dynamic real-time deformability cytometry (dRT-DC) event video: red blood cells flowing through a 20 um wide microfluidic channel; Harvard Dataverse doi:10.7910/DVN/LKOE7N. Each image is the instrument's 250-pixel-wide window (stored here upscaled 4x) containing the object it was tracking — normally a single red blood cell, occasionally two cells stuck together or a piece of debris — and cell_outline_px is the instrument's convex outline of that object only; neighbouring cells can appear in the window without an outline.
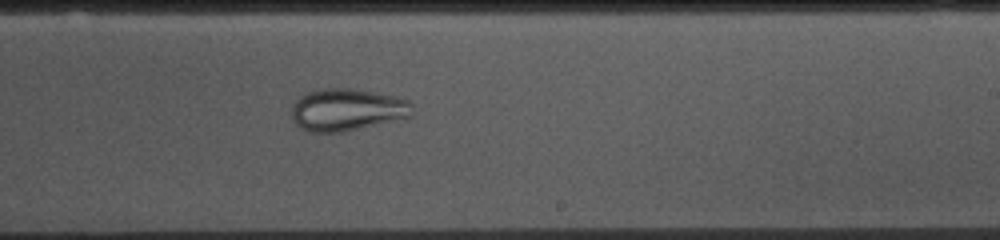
{"species": "common noctule bat (a hibernating species)", "species_latin": "Nyctalus noctula", "temperature_condition": "cold", "stored_images_in_passage": 46, "camera_frame_rate_fps": 3000, "um_per_image_px": 0.085, "animal": {"sex": "female", "body_mass_g": 10.0, "forearm_length_mm": 53.1}, "frame": {"image": 1, "passage_image": 24, "time_ms": 7.667, "image_size_px": [1000, 240], "cell_outline_px": [[412, 116], [344, 132], [308, 132], [300, 128], [296, 124], [292, 116], [292, 108], [296, 100], [300, 96], [308, 92], [320, 88], [352, 88], [396, 96], [408, 100], [412, 104]], "centroid_in_image_um": [29.49, 9.32], "position_along_channel_um": 259.5, "area_um2": 29.77}}
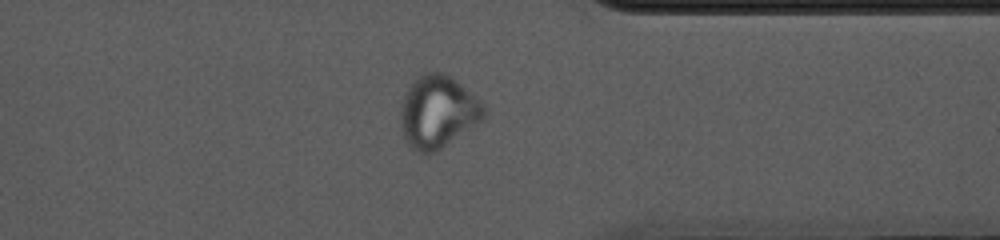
{"frame": {"image": 2, "passage_image": 34, "time_ms": 11.0, "image_size_px": [1000, 240], "cell_outline_px": [[484, 120], [436, 152], [424, 156], [412, 148], [404, 140], [400, 128], [400, 104], [412, 80], [416, 76], [424, 72], [444, 72], [452, 76], [476, 96], [484, 104]], "centroid_in_image_um": [37.19, 9.51], "position_along_channel_um": 374.2, "area_um2": 36.01}}
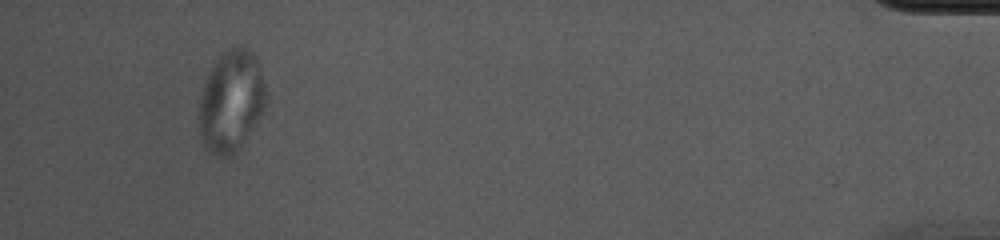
{"frame": {"image": 3, "passage_image": 43, "time_ms": 14.0, "image_size_px": [1000, 240], "cell_outline_px": [[268, 104], [240, 148], [232, 156], [216, 156], [208, 152], [200, 136], [196, 116], [204, 84], [216, 60], [228, 48], [236, 44], [240, 44], [248, 48], [256, 56], [268, 96]], "centroid_in_image_um": [19.65, 8.61], "position_along_channel_um": 415.5, "area_um2": 40.29}}